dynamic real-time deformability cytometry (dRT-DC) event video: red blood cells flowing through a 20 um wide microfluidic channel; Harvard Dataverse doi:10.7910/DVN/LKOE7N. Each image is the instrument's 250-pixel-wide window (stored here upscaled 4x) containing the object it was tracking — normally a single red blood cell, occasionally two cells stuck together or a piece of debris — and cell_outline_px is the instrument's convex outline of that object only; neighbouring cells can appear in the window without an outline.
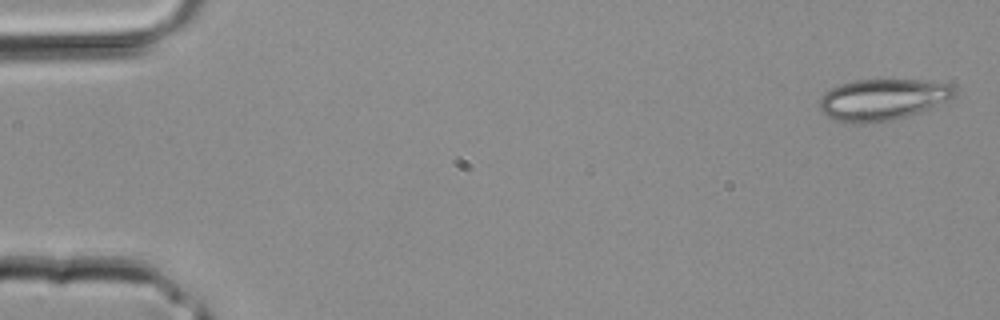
{"species": "common noctule bat (a hibernating species)", "species_latin": "Nyctalus noctula", "temperature_condition": "room temperature", "stored_images_in_passage": 39, "segment_of_instrument_passage": [1, 2], "camera_frame_rate_fps": 3000, "um_per_image_px": 0.085, "animal": {"sex": "male", "body_mass_g": 20.4}, "frame": {"image": 1, "passage_image": 1, "time_ms": 0.0, "image_size_px": [1000, 320], "cell_outline_px": [[956, 92], [948, 100], [908, 116], [892, 120], [864, 124], [852, 124], [832, 120], [820, 112], [820, 100], [824, 92], [840, 84], [856, 80], [920, 80], [952, 84], [956, 88]], "centroid_in_image_um": [74.97, 8.48], "position_along_channel_um": 10.0, "area_um2": 32.66}}
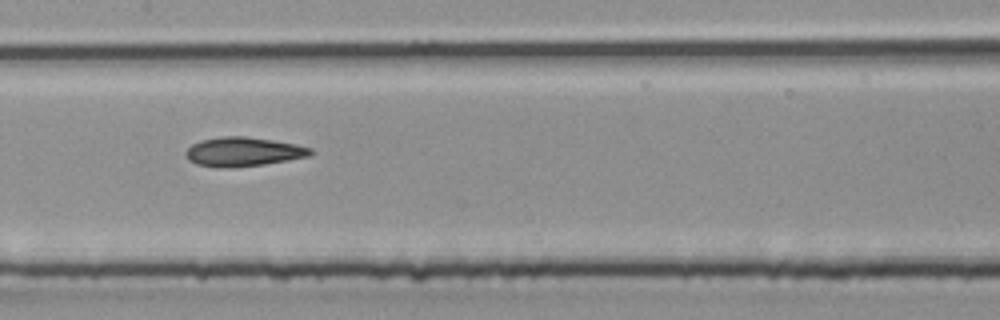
{"frame": {"image": 2, "passage_image": 19, "time_ms": 6.0, "image_size_px": [1000, 320], "cell_outline_px": [[312, 152], [308, 156], [288, 160], [264, 164], [232, 168], [216, 168], [196, 164], [188, 160], [184, 156], [184, 152], [192, 144], [200, 140], [220, 136], [244, 136], [272, 140], [296, 144], [312, 148]], "centroid_in_image_um": [20.61, 12.9], "position_along_channel_um": 186.8, "area_um2": 21.39}}
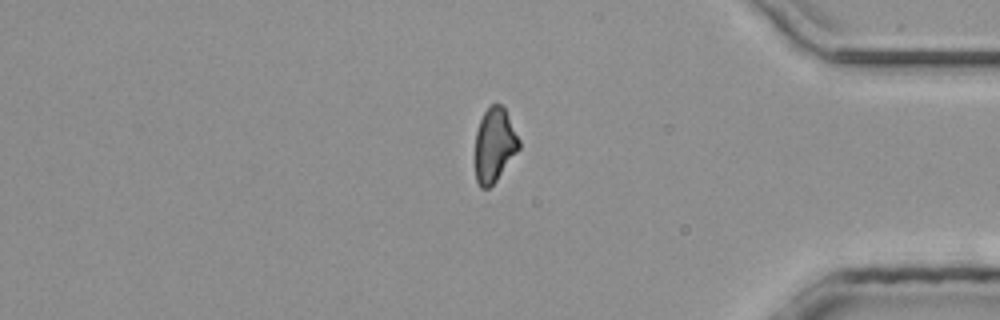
{"frame": {"image": 3, "passage_image": 32, "time_ms": 10.333, "image_size_px": [1000, 320], "cell_outline_px": [[520, 148], [496, 180], [488, 188], [480, 188], [476, 180], [476, 132], [480, 120], [488, 104], [500, 104], [504, 108], [520, 140]], "centroid_in_image_um": [42.03, 12.3], "position_along_channel_um": 393.2, "area_um2": 18.73}}